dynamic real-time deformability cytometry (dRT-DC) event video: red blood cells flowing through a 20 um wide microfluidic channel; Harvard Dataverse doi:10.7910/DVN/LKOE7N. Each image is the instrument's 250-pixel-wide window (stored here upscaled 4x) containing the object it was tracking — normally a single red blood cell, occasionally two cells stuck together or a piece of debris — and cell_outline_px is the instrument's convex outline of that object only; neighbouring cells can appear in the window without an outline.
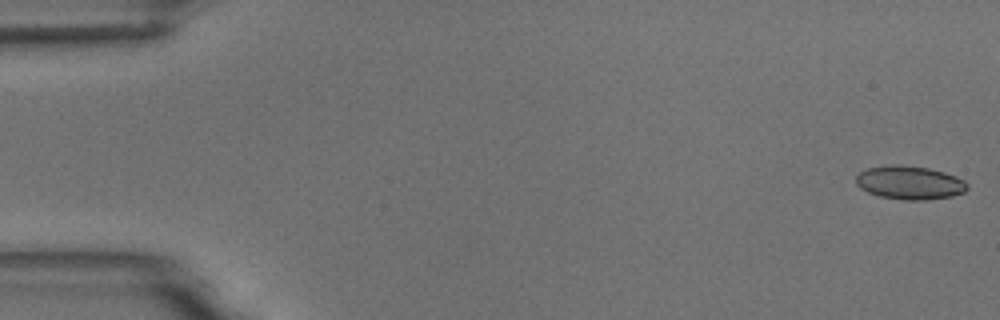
{"species": "common noctule bat (a hibernating species)", "species_latin": "Nyctalus noctula", "temperature_condition": "room temperature", "stored_images_in_passage": 5, "camera_frame_rate_fps": 3000, "um_per_image_px": 0.085, "animal": {"sex": "male", "body_mass_g": 18.8}, "frame": {"image": 1, "passage_image": 1, "time_ms": 0.0, "image_size_px": [1000, 320], "cell_outline_px": [[968, 188], [964, 192], [952, 196], [924, 200], [904, 200], [880, 196], [868, 192], [860, 188], [856, 184], [856, 176], [860, 172], [868, 168], [896, 164], [900, 164], [928, 168], [944, 172], [956, 176], [964, 180], [968, 184]], "centroid_in_image_um": [77.33, 15.52], "position_along_channel_um": 7.7, "area_um2": 21.73}}
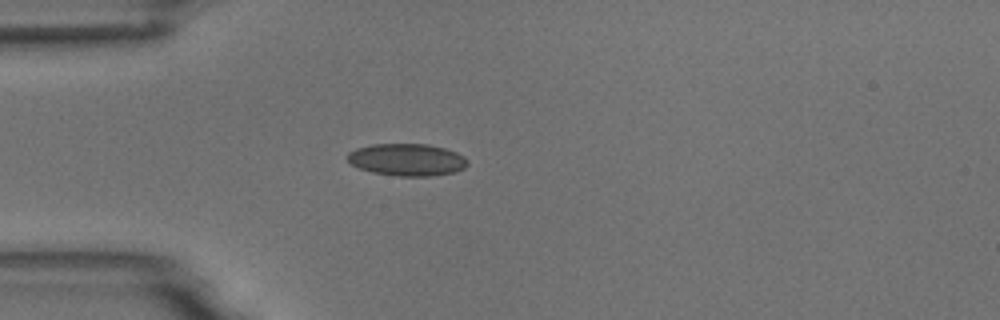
{"frame": {"image": 2, "passage_image": 5, "time_ms": 4.667, "image_size_px": [1000, 320], "cell_outline_px": [[468, 164], [464, 168], [456, 172], [432, 176], [400, 176], [372, 172], [360, 168], [352, 164], [348, 160], [348, 152], [356, 148], [372, 144], [428, 144], [444, 148], [456, 152], [464, 156], [468, 160]], "centroid_in_image_um": [34.62, 13.57], "position_along_channel_um": 50.4, "area_um2": 22.54}}